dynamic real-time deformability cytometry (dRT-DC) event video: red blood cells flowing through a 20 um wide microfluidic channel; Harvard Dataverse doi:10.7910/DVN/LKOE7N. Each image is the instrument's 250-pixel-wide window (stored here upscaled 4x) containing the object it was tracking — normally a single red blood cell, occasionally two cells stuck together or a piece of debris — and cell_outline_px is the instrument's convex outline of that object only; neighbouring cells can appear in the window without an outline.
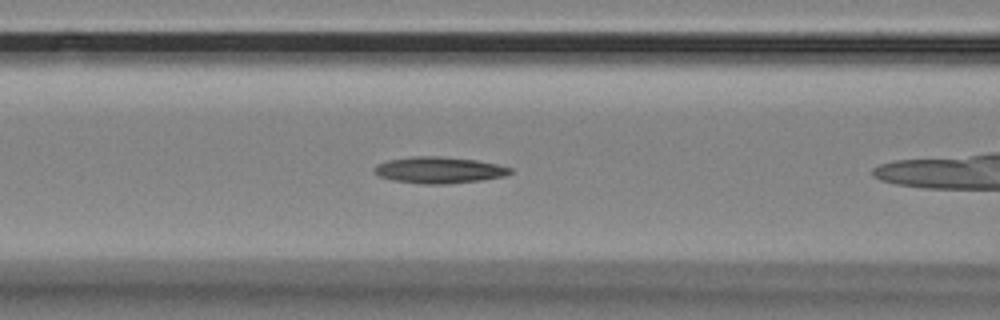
{"species": "Egyptian fruit bat (a non-hibernating species)", "species_latin": "Rousettus aegyptiacus", "temperature_condition": "room temperature", "stored_images_in_passage": 31, "camera_frame_rate_fps": 3000, "um_per_image_px": 0.085, "animal": {"sex": "female"}, "frame": {"image": 1, "passage_image": 8, "time_ms": 2.333, "image_size_px": [1000, 320], "cell_outline_px": [[512, 172], [504, 176], [480, 180], [444, 184], [420, 184], [392, 180], [380, 176], [372, 172], [372, 168], [376, 164], [388, 160], [412, 156], [440, 156], [476, 160], [496, 164], [512, 168]], "centroid_in_image_um": [37.26, 14.45], "position_along_channel_um": 129.3, "area_um2": 20.98}}
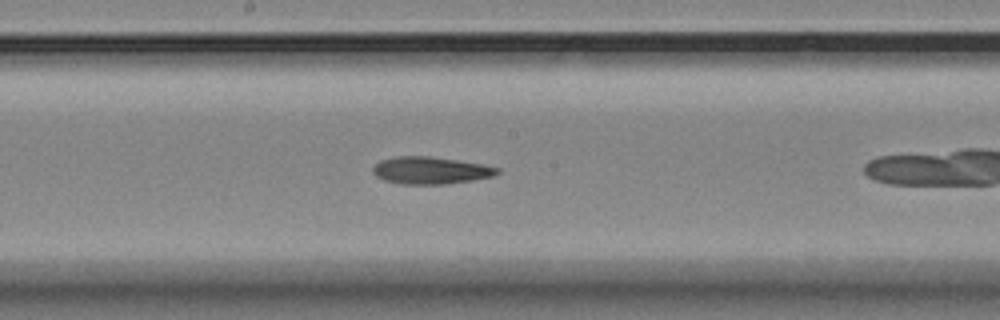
{"frame": {"image": 2, "passage_image": 15, "time_ms": 4.667, "image_size_px": [1000, 320], "cell_outline_px": [[500, 172], [492, 176], [472, 180], [444, 184], [400, 184], [384, 180], [376, 176], [372, 172], [372, 168], [380, 160], [396, 156], [428, 156], [484, 164], [500, 168]], "centroid_in_image_um": [36.58, 14.48], "position_along_channel_um": 211.6, "area_um2": 19.71}}
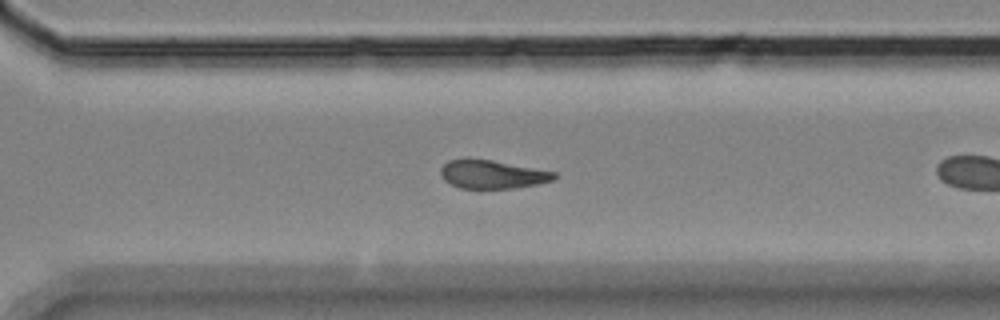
{"frame": {"image": 3, "passage_image": 25, "time_ms": 8.0, "image_size_px": [1000, 320], "cell_outline_px": [[556, 176], [552, 180], [536, 184], [512, 188], [460, 188], [444, 180], [440, 176], [440, 168], [448, 160], [492, 160], [556, 172]], "centroid_in_image_um": [41.82, 14.83], "position_along_channel_um": 328.8, "area_um2": 18.38}}